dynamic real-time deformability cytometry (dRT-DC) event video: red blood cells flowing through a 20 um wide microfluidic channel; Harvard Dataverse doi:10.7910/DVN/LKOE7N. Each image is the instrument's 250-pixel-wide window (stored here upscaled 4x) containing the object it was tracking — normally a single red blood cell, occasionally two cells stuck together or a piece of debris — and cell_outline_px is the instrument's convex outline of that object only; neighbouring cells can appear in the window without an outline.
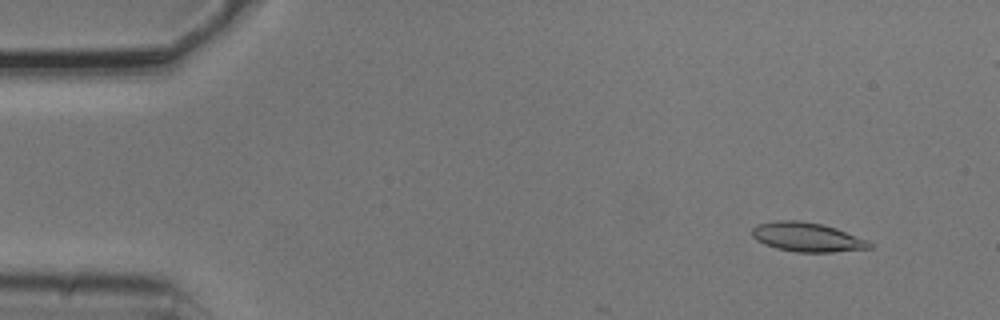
{"species": "common noctule bat (a hibernating species)", "species_latin": "Nyctalus noctula", "temperature_condition": "cold", "stored_images_in_passage": 5, "camera_frame_rate_fps": 3000, "um_per_image_px": 0.085, "animal": {"sex": "male", "body_mass_g": 20.5, "forearm_length_mm": 52.5}, "frame": {"image": 1, "passage_image": 2, "time_ms": 0.333, "image_size_px": [1000, 320], "cell_outline_px": [[876, 244], [872, 248], [832, 252], [796, 252], [776, 248], [764, 244], [756, 240], [752, 236], [752, 228], [756, 224], [776, 220], [800, 220], [820, 224], [836, 228], [868, 240]], "centroid_in_image_um": [68.61, 20.15], "position_along_channel_um": 16.4, "area_um2": 20.17}}